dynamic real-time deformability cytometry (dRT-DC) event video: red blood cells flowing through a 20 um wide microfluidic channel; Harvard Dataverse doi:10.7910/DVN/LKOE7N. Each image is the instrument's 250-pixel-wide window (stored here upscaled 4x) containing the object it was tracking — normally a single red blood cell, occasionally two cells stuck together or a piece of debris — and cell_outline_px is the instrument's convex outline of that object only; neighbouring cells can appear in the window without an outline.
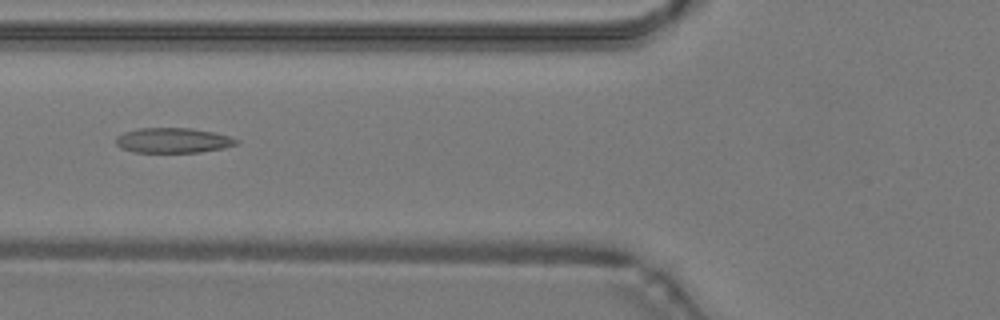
{"species": "common noctule bat (a hibernating species)", "species_latin": "Nyctalus noctula", "temperature_condition": "warm", "stored_images_in_passage": 35, "camera_frame_rate_fps": 3000, "um_per_image_px": 0.085, "animal": {"sex": "male", "body_mass_g": 19.2, "forearm_length_mm": 51.8}, "frame": {"image": 1, "passage_image": 6, "time_ms": 1.667, "image_size_px": [1000, 320], "cell_outline_px": [[240, 144], [224, 148], [200, 152], [136, 152], [120, 148], [116, 144], [116, 136], [124, 132], [140, 128], [188, 128], [212, 132], [228, 136], [240, 140]], "centroid_in_image_um": [14.72, 11.94], "position_along_channel_um": 111.1, "area_um2": 17.57}}
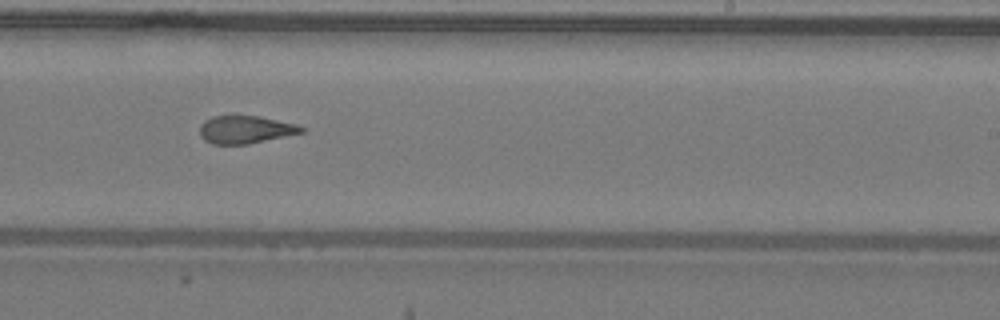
{"frame": {"image": 2, "passage_image": 17, "time_ms": 5.333, "image_size_px": [1000, 320], "cell_outline_px": [[304, 132], [248, 144], [212, 144], [204, 140], [200, 136], [200, 124], [204, 120], [212, 116], [256, 116], [296, 124], [304, 128]], "centroid_in_image_um": [20.81, 11.02], "position_along_channel_um": 268.2, "area_um2": 16.3}}
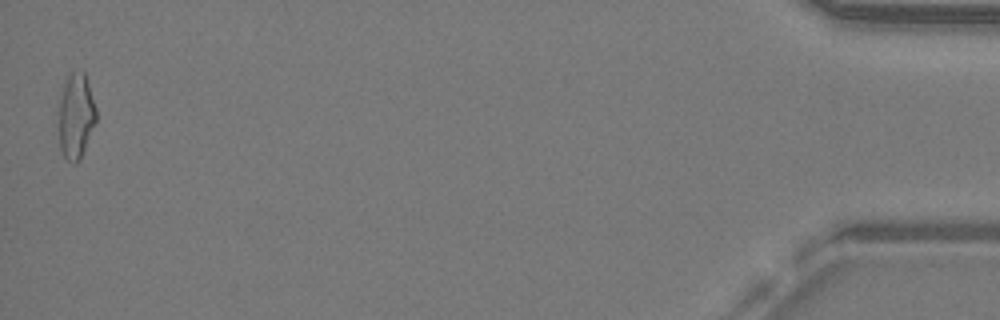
{"frame": {"image": 3, "passage_image": 35, "time_ms": 11.333, "image_size_px": [1000, 320], "cell_outline_px": [[96, 120], [80, 160], [76, 164], [72, 164], [64, 156], [60, 148], [60, 96], [64, 80], [68, 72], [84, 72], [96, 108]], "centroid_in_image_um": [6.45, 9.86], "position_along_channel_um": 428.7, "area_um2": 18.38}, "authors_computed_cell_mechanics": {"area_um2": 17.3978, "velocity_mm_per_s": 4.2793, "shape_relaxation_time_tau1_ms": null, "shape_relaxation_time_tau2_ms": 1.8911, "deformation_change_tau1": null, "deformation_change_tau2": 0.1093}}